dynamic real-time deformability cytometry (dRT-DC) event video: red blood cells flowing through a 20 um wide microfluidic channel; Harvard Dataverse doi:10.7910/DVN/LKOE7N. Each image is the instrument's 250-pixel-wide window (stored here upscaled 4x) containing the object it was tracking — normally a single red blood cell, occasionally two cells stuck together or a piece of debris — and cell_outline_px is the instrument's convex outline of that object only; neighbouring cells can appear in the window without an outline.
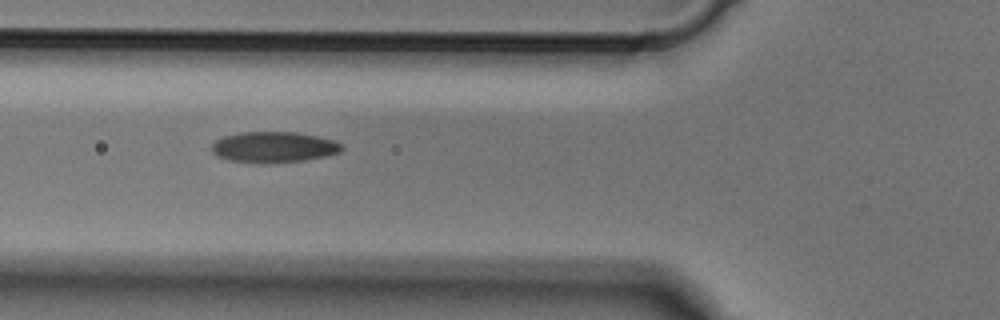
{"species": "Egyptian fruit bat (a non-hibernating species)", "species_latin": "Rousettus aegyptiacus", "temperature_condition": "cold", "stored_images_in_passage": 3, "camera_frame_rate_fps": 3000, "um_per_image_px": 0.085, "animal": {"sex": "male"}, "frame": {"image": 1, "passage_image": 2, "time_ms": 0.333, "image_size_px": [1000, 320], "cell_outline_px": [[344, 148], [340, 152], [324, 156], [304, 160], [268, 164], [260, 164], [228, 160], [216, 156], [212, 152], [212, 144], [216, 140], [224, 136], [240, 132], [296, 132], [316, 136], [332, 140], [340, 144]], "centroid_in_image_um": [23.22, 12.52], "position_along_channel_um": 102.6, "area_um2": 23.47}}
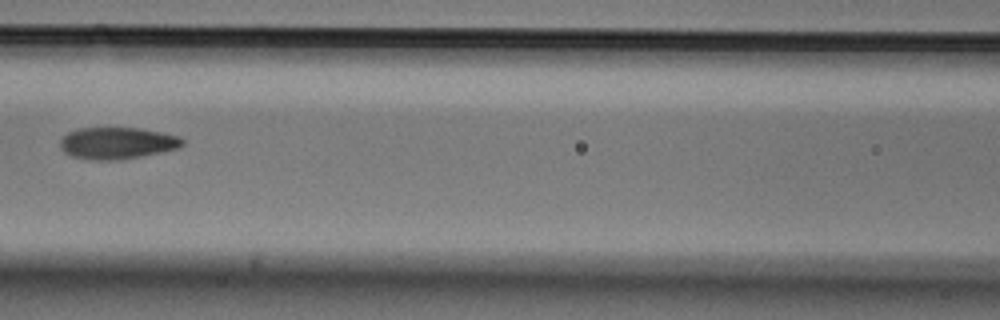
{"frame": {"image": 2, "passage_image": 3, "time_ms": 0.667, "image_size_px": [1000, 320], "cell_outline_px": [[184, 144], [180, 148], [120, 160], [88, 160], [72, 156], [64, 152], [60, 148], [60, 140], [68, 132], [80, 128], [140, 128], [180, 136], [184, 140]], "centroid_in_image_um": [9.96, 12.17], "position_along_channel_um": 156.6, "area_um2": 22.72}}